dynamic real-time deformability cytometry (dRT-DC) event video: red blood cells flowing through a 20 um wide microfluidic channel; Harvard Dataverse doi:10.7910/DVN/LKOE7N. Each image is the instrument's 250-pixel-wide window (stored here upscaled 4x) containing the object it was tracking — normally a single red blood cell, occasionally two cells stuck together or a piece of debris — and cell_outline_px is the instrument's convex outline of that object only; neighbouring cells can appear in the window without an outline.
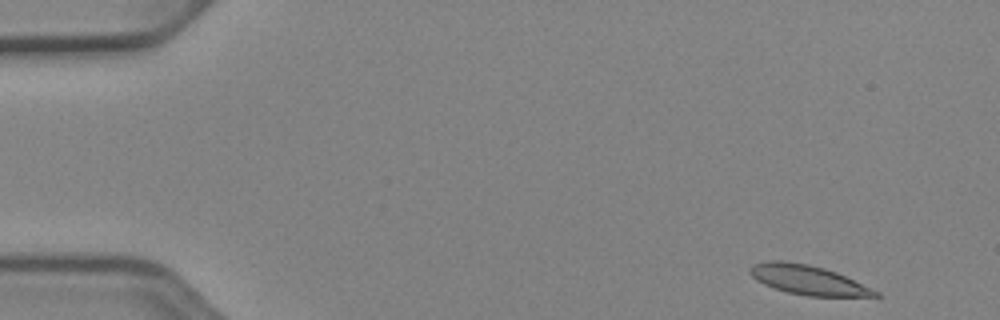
{"species": "Egyptian fruit bat (a non-hibernating species)", "species_latin": "Rousettus aegyptiacus", "temperature_condition": "cold", "stored_images_in_passage": 50, "camera_frame_rate_fps": 3000, "um_per_image_px": 0.085, "animal": {"sex": "female"}, "frame": {"image": 1, "passage_image": 2, "time_ms": 0.333, "image_size_px": [1000, 320], "cell_outline_px": [[884, 296], [808, 296], [788, 292], [764, 284], [756, 280], [748, 272], [748, 268], [752, 264], [764, 260], [784, 260], [808, 264], [824, 268], [836, 272], [880, 292]], "centroid_in_image_um": [68.63, 23.77], "position_along_channel_um": 16.4, "area_um2": 21.5}}
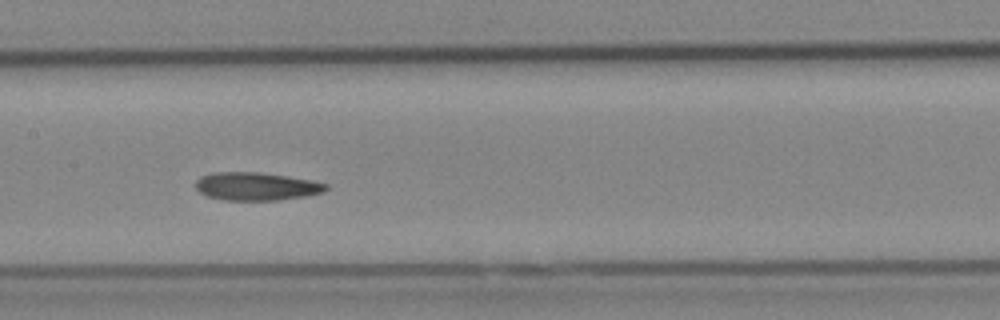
{"frame": {"image": 2, "passage_image": 24, "time_ms": 7.667, "image_size_px": [1000, 320], "cell_outline_px": [[328, 188], [324, 192], [304, 196], [276, 200], [224, 200], [208, 196], [200, 192], [196, 188], [196, 180], [200, 176], [212, 172], [256, 172], [288, 176], [312, 180], [328, 184]], "centroid_in_image_um": [21.78, 15.83], "position_along_channel_um": 185.6, "area_um2": 21.27}}
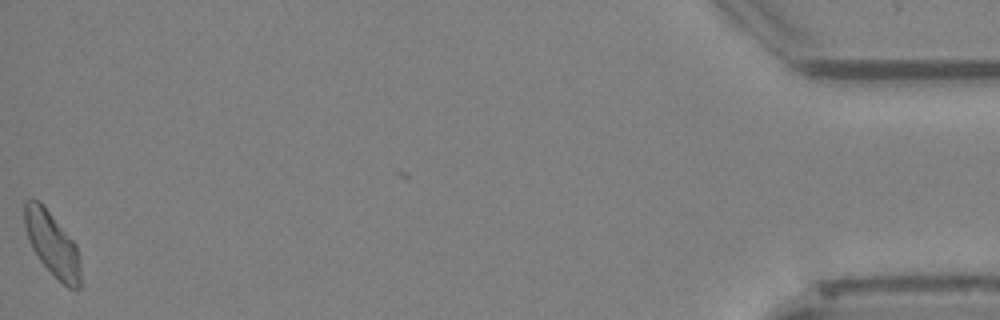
{"frame": {"image": 3, "passage_image": 50, "time_ms": 16.333, "image_size_px": [1000, 320], "cell_outline_px": [[84, 284], [80, 288], [68, 288], [40, 260], [32, 248], [24, 224], [24, 204], [28, 200], [40, 200], [44, 204], [76, 244]], "centroid_in_image_um": [4.48, 20.75], "position_along_channel_um": 430.7, "area_um2": 20.92}, "authors_computed_cell_mechanics": {"area_um2": 21.4438, "velocity_mm_per_s": 3.9136, "shape_relaxation_time_tau1_ms": null, "shape_relaxation_time_tau2_ms": 2.5012, "deformation_change_tau1": null, "deformation_change_tau2": 0.0715}}